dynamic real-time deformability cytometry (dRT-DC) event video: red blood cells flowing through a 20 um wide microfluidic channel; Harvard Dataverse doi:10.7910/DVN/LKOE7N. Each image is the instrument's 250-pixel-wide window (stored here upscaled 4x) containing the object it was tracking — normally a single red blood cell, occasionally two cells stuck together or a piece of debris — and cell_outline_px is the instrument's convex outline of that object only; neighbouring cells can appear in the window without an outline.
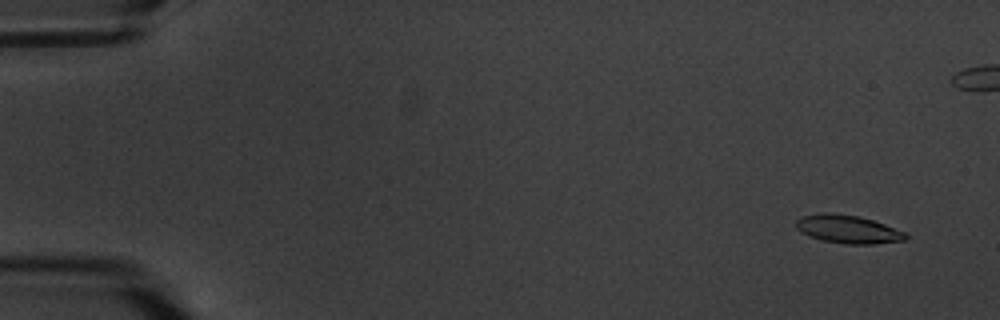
{"species": "common noctule bat (a hibernating species)", "species_latin": "Nyctalus noctula", "temperature_condition": "warm", "stored_images_in_passage": 8, "camera_frame_rate_fps": 3000, "um_per_image_px": 0.085, "animal": {"sex": "male", "body_mass_g": 20.1, "forearm_length_mm": 53.5}, "frame": {"image": 1, "passage_image": 1, "time_ms": 0.0, "image_size_px": [1000, 320], "cell_outline_px": [[908, 240], [872, 244], [844, 244], [820, 240], [808, 236], [800, 232], [796, 228], [796, 220], [800, 216], [820, 212], [828, 212], [860, 216], [884, 224], [904, 232], [908, 236]], "centroid_in_image_um": [72.03, 19.48], "position_along_channel_um": 13.0, "area_um2": 18.26}}
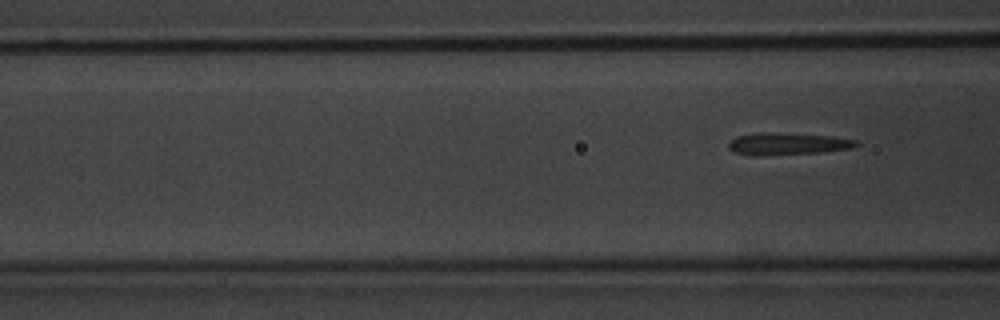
{"frame": {"image": 2, "passage_image": 8, "time_ms": 9.0, "image_size_px": [1000, 320], "cell_outline_px": [[860, 144], [852, 148], [820, 152], [756, 156], [752, 156], [736, 152], [728, 148], [728, 144], [736, 136], [760, 132], [768, 132], [832, 136], [856, 140]], "centroid_in_image_um": [66.93, 12.22], "position_along_channel_um": 99.7, "area_um2": 16.36}}